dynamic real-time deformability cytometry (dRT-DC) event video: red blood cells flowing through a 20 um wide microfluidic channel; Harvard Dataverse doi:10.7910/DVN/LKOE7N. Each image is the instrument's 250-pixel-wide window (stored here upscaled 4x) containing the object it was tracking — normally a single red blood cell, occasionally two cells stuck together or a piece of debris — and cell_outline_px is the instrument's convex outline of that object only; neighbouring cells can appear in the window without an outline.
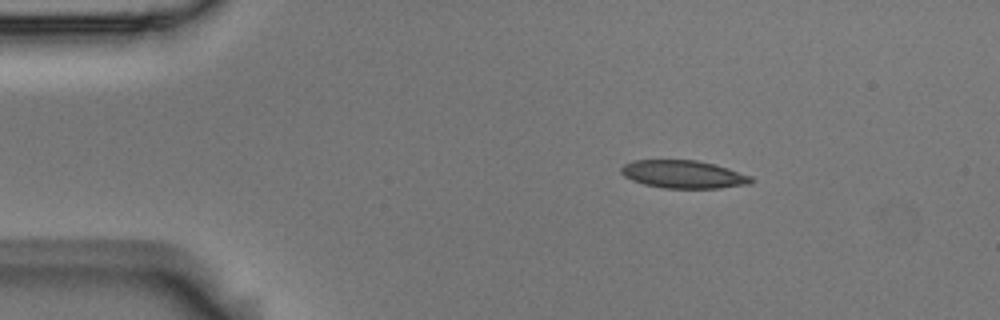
{"species": "Egyptian fruit bat (a non-hibernating species)", "species_latin": "Rousettus aegyptiacus", "temperature_condition": "room temperature", "stored_images_in_passage": 3, "camera_frame_rate_fps": 3000, "um_per_image_px": 0.085, "animal": {"sex": "male"}, "frame": {"image": 1, "passage_image": 1, "time_ms": 0.0, "image_size_px": [1000, 320], "cell_outline_px": [[756, 180], [752, 184], [720, 188], [664, 188], [644, 184], [632, 180], [624, 176], [620, 172], [620, 168], [624, 164], [636, 160], [696, 160], [728, 168], [752, 176]], "centroid_in_image_um": [58.13, 14.82], "position_along_channel_um": 26.9, "area_um2": 21.21}}
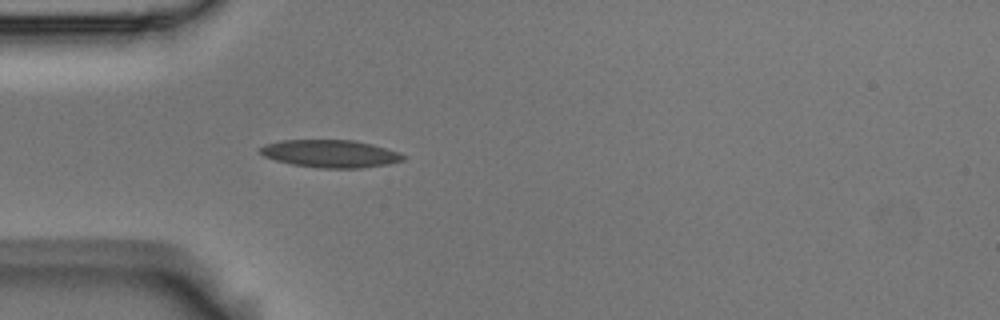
{"frame": {"image": 2, "passage_image": 3, "time_ms": 0.667, "image_size_px": [1000, 320], "cell_outline_px": [[408, 156], [404, 160], [388, 164], [360, 168], [320, 168], [292, 164], [276, 160], [264, 156], [260, 152], [260, 148], [264, 144], [280, 140], [352, 140], [372, 144], [400, 152]], "centroid_in_image_um": [28.11, 13.06], "position_along_channel_um": 56.9, "area_um2": 23.06}}